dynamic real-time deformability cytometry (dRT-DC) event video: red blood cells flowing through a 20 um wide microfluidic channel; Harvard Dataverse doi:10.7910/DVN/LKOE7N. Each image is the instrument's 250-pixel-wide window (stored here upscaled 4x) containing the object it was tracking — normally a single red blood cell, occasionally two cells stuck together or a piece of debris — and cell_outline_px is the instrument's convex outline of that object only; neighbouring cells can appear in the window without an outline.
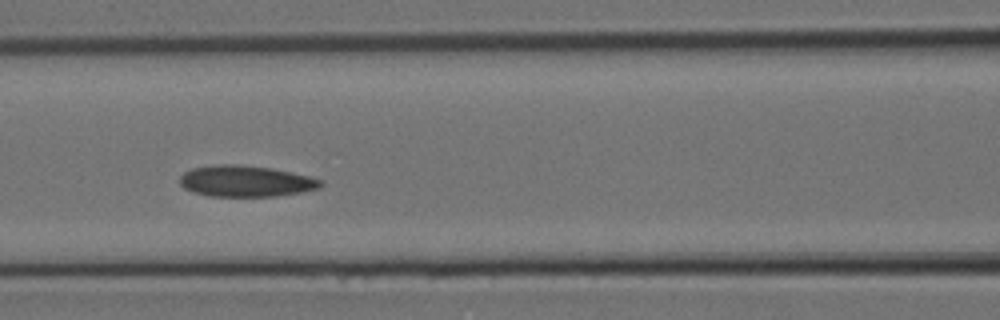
{"species": "Egyptian fruit bat (a non-hibernating species)", "species_latin": "Rousettus aegyptiacus", "temperature_condition": "room temperature", "stored_images_in_passage": 8, "camera_frame_rate_fps": 3000, "um_per_image_px": 0.085, "animal": {"sex": "female"}, "frame": {"image": 1, "passage_image": 6, "time_ms": 1.667, "image_size_px": [1000, 320], "cell_outline_px": [[324, 184], [320, 188], [300, 192], [276, 196], [208, 196], [184, 188], [180, 184], [180, 176], [184, 172], [192, 168], [216, 164], [240, 164], [272, 168], [292, 172], [324, 180]], "centroid_in_image_um": [20.91, 15.39], "position_along_channel_um": 145.7, "area_um2": 25.72}}
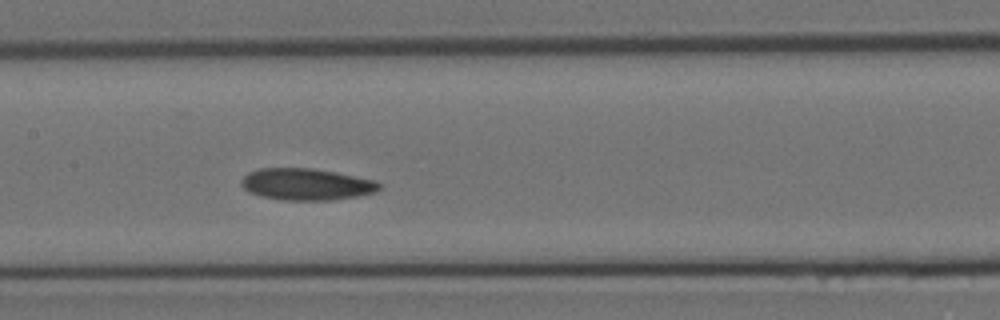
{"frame": {"image": 2, "passage_image": 7, "time_ms": 2.0, "image_size_px": [1000, 320], "cell_outline_px": [[384, 188], [376, 192], [360, 196], [332, 200], [284, 200], [260, 196], [248, 192], [240, 184], [240, 180], [248, 172], [260, 168], [312, 168], [336, 172], [376, 180], [384, 184]], "centroid_in_image_um": [26.1, 15.66], "position_along_channel_um": 181.3, "area_um2": 25.95}}